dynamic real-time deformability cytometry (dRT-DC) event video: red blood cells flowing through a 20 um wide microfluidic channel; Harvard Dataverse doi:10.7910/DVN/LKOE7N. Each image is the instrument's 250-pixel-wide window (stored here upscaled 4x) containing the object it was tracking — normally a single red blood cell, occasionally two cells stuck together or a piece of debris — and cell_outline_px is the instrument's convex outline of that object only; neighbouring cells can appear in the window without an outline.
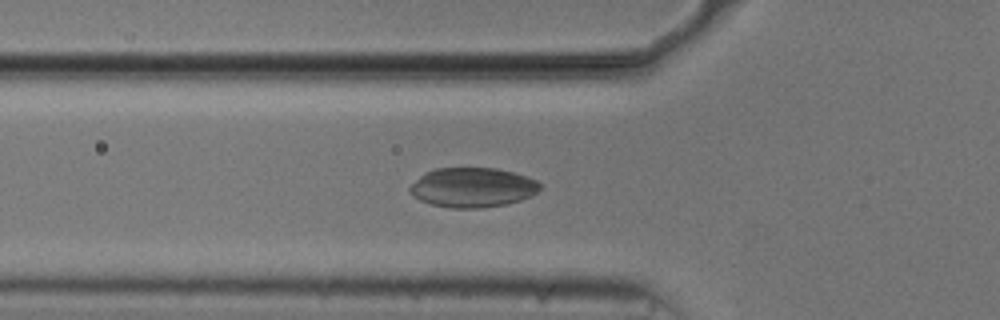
{"species": "common noctule bat (a hibernating species)", "species_latin": "Nyctalus noctula", "temperature_condition": "cold", "stored_images_in_passage": 53, "camera_frame_rate_fps": 3000, "um_per_image_px": 0.085, "animal": {"sex": "male", "body_mass_g": 20.5, "forearm_length_mm": 52.5}, "frame": {"image": 1, "passage_image": 19, "time_ms": 6.0, "image_size_px": [1000, 320], "cell_outline_px": [[544, 184], [532, 196], [508, 204], [480, 208], [448, 208], [432, 204], [420, 200], [412, 196], [408, 192], [408, 188], [424, 172], [436, 168], [496, 168], [512, 172], [536, 180]], "centroid_in_image_um": [40.16, 15.94], "position_along_channel_um": 85.6, "area_um2": 30.23}}
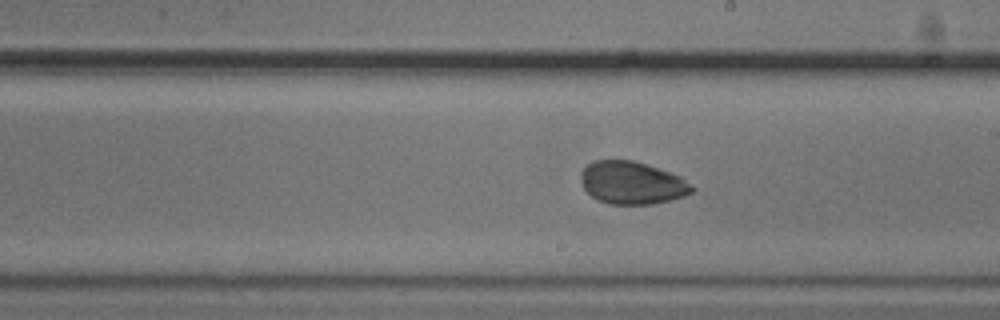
{"frame": {"image": 2, "passage_image": 31, "time_ms": 10.0, "image_size_px": [1000, 320], "cell_outline_px": [[696, 188], [692, 192], [684, 196], [672, 200], [652, 204], [608, 204], [596, 200], [584, 188], [580, 176], [580, 172], [592, 160], [632, 160], [680, 176], [692, 184]], "centroid_in_image_um": [53.72, 15.55], "position_along_channel_um": 235.3, "area_um2": 27.63}}
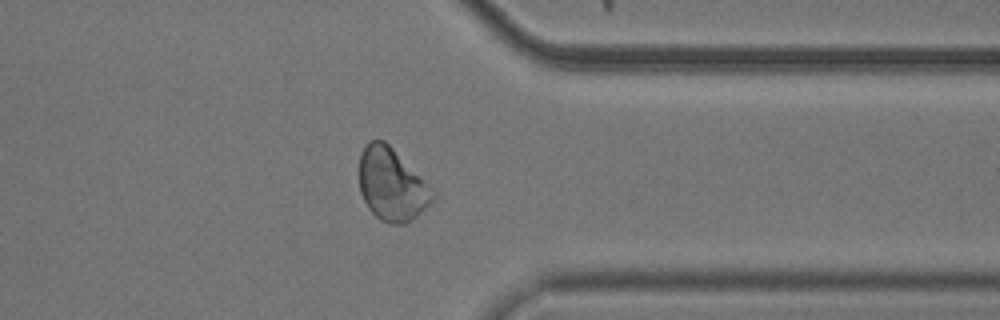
{"frame": {"image": 3, "passage_image": 43, "time_ms": 14.0, "image_size_px": [1000, 320], "cell_outline_px": [[436, 196], [416, 216], [404, 224], [388, 224], [380, 220], [368, 208], [360, 192], [360, 152], [368, 140], [384, 140], [436, 192]], "centroid_in_image_um": [33.27, 15.69], "position_along_channel_um": 378.1, "area_um2": 30.69}}